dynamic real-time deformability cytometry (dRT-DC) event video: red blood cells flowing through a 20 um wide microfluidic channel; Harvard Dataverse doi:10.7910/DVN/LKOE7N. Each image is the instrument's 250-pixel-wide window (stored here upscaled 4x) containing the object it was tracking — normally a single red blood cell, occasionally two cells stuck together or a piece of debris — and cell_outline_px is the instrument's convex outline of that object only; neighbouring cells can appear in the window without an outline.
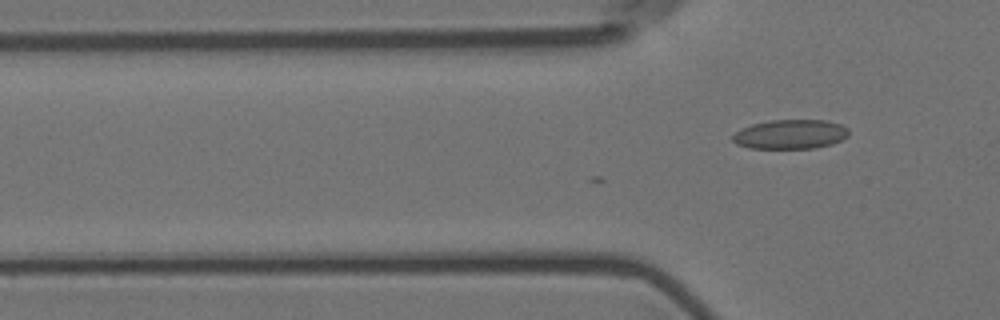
{"species": "Egyptian fruit bat (a non-hibernating species)", "species_latin": "Rousettus aegyptiacus", "temperature_condition": "room temperature", "stored_images_in_passage": 4, "camera_frame_rate_fps": 3000, "um_per_image_px": 0.085, "animal": {"sex": "female"}, "frame": {"image": 1, "passage_image": 4, "time_ms": 1.0, "image_size_px": [1000, 320], "cell_outline_px": [[848, 136], [832, 144], [816, 148], [748, 148], [736, 144], [732, 140], [732, 136], [740, 128], [752, 124], [772, 120], [828, 120], [840, 124], [848, 128]], "centroid_in_image_um": [67.17, 11.41], "position_along_channel_um": 58.6, "area_um2": 19.94}}